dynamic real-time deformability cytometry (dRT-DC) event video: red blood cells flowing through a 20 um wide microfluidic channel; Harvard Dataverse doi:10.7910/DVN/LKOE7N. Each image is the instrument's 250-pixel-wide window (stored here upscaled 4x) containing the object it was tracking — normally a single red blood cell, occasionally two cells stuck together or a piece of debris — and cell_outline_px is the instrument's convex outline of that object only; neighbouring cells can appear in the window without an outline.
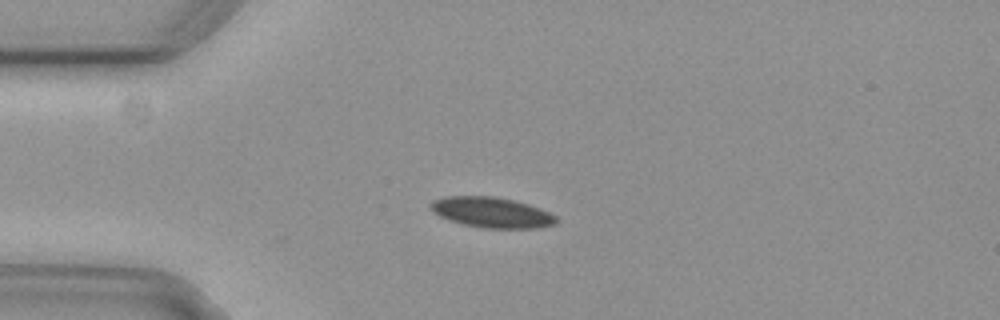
{"species": "common noctule bat (a hibernating species)", "species_latin": "Nyctalus noctula", "temperature_condition": "cold", "stored_images_in_passage": 16, "camera_frame_rate_fps": 3000, "um_per_image_px": 0.085, "animal": {"sex": "female", "body_mass_g": 29.2, "forearm_length_mm": 56.3}, "frame": {"image": 1, "passage_image": 13, "time_ms": 4.0, "image_size_px": [1000, 320], "cell_outline_px": [[560, 220], [556, 224], [536, 228], [484, 228], [464, 224], [448, 220], [432, 212], [432, 200], [444, 196], [496, 196], [528, 204], [540, 208], [556, 216]], "centroid_in_image_um": [41.81, 18.05], "position_along_channel_um": 43.2, "area_um2": 22.31}}